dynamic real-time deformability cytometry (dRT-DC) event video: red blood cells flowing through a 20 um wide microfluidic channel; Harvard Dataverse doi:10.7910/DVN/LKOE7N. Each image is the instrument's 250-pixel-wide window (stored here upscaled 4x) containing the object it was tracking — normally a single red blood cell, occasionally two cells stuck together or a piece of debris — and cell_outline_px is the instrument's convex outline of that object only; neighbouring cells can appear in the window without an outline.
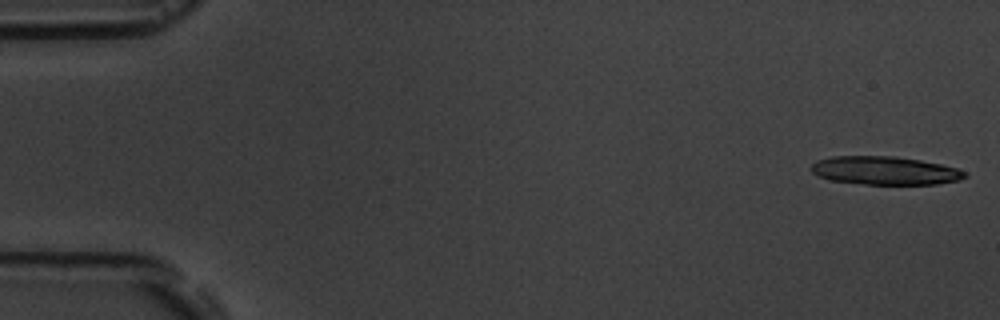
{"species": "common noctule bat (a hibernating species)", "species_latin": "Nyctalus noctula", "temperature_condition": "room temperature", "stored_images_in_passage": 5, "camera_frame_rate_fps": 3000, "um_per_image_px": 0.085, "animal": {"sex": "male", "body_mass_g": 19.5, "forearm_length_mm": 54.6}, "frame": {"image": 1, "passage_image": 1, "time_ms": 0.0, "image_size_px": [1000, 320], "cell_outline_px": [[968, 176], [960, 180], [936, 184], [864, 184], [828, 180], [812, 172], [812, 164], [816, 160], [832, 156], [896, 156], [920, 160], [940, 164], [956, 168], [964, 172]], "centroid_in_image_um": [75.2, 14.5], "position_along_channel_um": 9.8, "area_um2": 25.32}}